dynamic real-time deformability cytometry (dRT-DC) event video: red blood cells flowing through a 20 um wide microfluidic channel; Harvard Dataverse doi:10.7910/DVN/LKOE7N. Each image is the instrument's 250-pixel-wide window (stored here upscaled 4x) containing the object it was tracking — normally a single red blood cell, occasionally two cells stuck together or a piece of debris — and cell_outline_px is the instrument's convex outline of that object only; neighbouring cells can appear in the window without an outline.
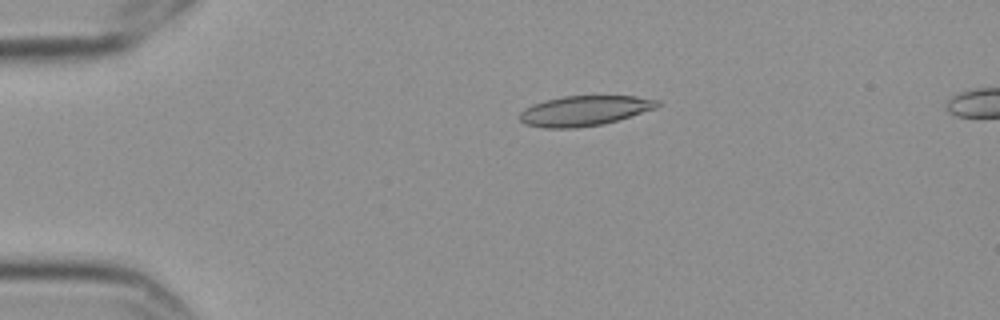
{"species": "Egyptian fruit bat (a non-hibernating species)", "species_latin": "Rousettus aegyptiacus", "temperature_condition": "cold", "stored_images_in_passage": 4, "camera_frame_rate_fps": 3000, "um_per_image_px": 0.085, "frame": {"image": 1, "passage_image": 2, "time_ms": 0.333, "image_size_px": [1000, 320], "cell_outline_px": [[660, 104], [656, 108], [604, 124], [576, 128], [544, 128], [524, 124], [520, 120], [520, 112], [524, 108], [532, 104], [544, 100], [564, 96], [636, 96], [660, 100]], "centroid_in_image_um": [49.65, 9.41], "position_along_channel_um": 35.3, "area_um2": 24.22}}